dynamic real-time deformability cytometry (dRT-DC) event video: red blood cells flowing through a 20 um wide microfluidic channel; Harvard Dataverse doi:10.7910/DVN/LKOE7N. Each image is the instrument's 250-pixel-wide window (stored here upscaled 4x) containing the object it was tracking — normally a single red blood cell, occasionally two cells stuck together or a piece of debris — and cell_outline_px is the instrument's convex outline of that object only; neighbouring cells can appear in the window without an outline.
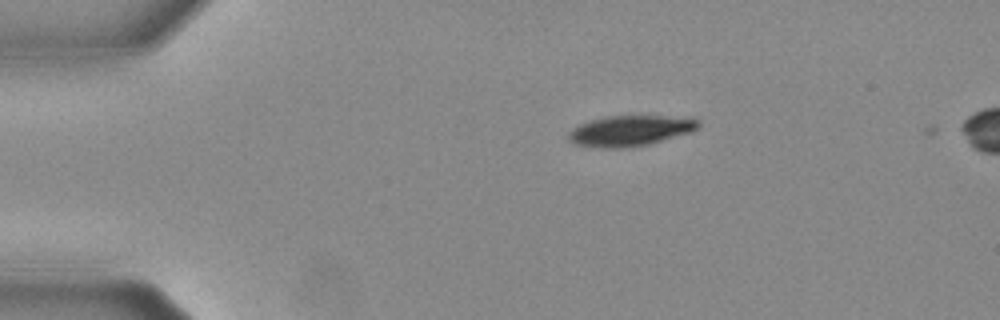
{"species": "Egyptian fruit bat (a non-hibernating species)", "species_latin": "Rousettus aegyptiacus", "temperature_condition": "warm", "stored_images_in_passage": 5, "camera_frame_rate_fps": 3000, "um_per_image_px": 0.085, "animal": {"sex": "female"}, "frame": {"image": 1, "passage_image": 3, "time_ms": 0.667, "image_size_px": [1000, 320], "cell_outline_px": [[700, 124], [692, 132], [648, 144], [620, 148], [600, 148], [576, 144], [568, 140], [568, 132], [572, 128], [580, 124], [604, 116], [660, 116], [700, 120]], "centroid_in_image_um": [53.51, 11.12], "position_along_channel_um": 31.5, "area_um2": 22.83}}